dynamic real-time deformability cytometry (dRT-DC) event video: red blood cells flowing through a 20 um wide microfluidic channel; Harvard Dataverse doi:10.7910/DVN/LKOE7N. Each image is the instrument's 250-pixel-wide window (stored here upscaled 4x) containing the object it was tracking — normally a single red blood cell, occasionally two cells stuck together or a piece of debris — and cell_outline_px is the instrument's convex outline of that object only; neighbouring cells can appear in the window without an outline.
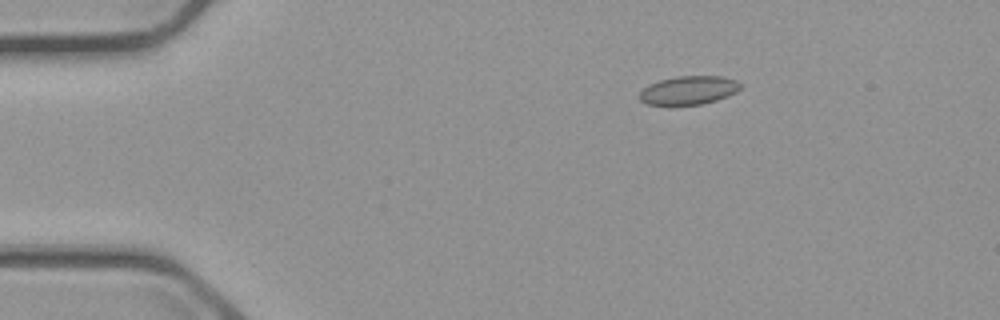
{"species": "common noctule bat (a hibernating species)", "species_latin": "Nyctalus noctula", "temperature_condition": "cold", "stored_images_in_passage": 3, "camera_frame_rate_fps": 3000, "um_per_image_px": 0.085, "animal": {"sex": "male", "body_mass_g": 23.1, "forearm_length_mm": 52.7}, "frame": {"image": 1, "passage_image": 3, "time_ms": 2.333, "image_size_px": [1000, 320], "cell_outline_px": [[740, 88], [736, 92], [728, 96], [716, 100], [700, 104], [648, 104], [640, 100], [640, 92], [648, 84], [660, 80], [676, 76], [724, 76], [736, 80], [740, 84]], "centroid_in_image_um": [58.55, 7.65], "position_along_channel_um": 26.4, "area_um2": 16.59}}